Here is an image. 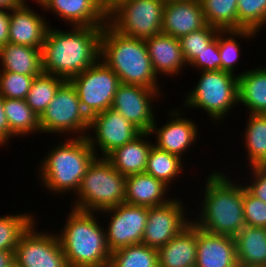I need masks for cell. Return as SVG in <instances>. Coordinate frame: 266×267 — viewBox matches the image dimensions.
Instances as JSON below:
<instances>
[{
    "instance_id": "obj_1",
    "label": "cell",
    "mask_w": 266,
    "mask_h": 267,
    "mask_svg": "<svg viewBox=\"0 0 266 267\" xmlns=\"http://www.w3.org/2000/svg\"><path fill=\"white\" fill-rule=\"evenodd\" d=\"M103 26H72L62 31L49 26L42 47L43 73L69 81L100 58Z\"/></svg>"
},
{
    "instance_id": "obj_2",
    "label": "cell",
    "mask_w": 266,
    "mask_h": 267,
    "mask_svg": "<svg viewBox=\"0 0 266 267\" xmlns=\"http://www.w3.org/2000/svg\"><path fill=\"white\" fill-rule=\"evenodd\" d=\"M223 171L206 176L200 213L192 222L211 234L235 237L246 225L243 212V184L231 181ZM235 183V184H234ZM200 216V217H197ZM199 218V219H198Z\"/></svg>"
},
{
    "instance_id": "obj_3",
    "label": "cell",
    "mask_w": 266,
    "mask_h": 267,
    "mask_svg": "<svg viewBox=\"0 0 266 267\" xmlns=\"http://www.w3.org/2000/svg\"><path fill=\"white\" fill-rule=\"evenodd\" d=\"M68 214L57 234L68 267H109L111 251L95 212L71 208Z\"/></svg>"
},
{
    "instance_id": "obj_4",
    "label": "cell",
    "mask_w": 266,
    "mask_h": 267,
    "mask_svg": "<svg viewBox=\"0 0 266 267\" xmlns=\"http://www.w3.org/2000/svg\"><path fill=\"white\" fill-rule=\"evenodd\" d=\"M100 59L114 71L122 84L160 88L145 40L122 35L108 23L102 28Z\"/></svg>"
},
{
    "instance_id": "obj_5",
    "label": "cell",
    "mask_w": 266,
    "mask_h": 267,
    "mask_svg": "<svg viewBox=\"0 0 266 267\" xmlns=\"http://www.w3.org/2000/svg\"><path fill=\"white\" fill-rule=\"evenodd\" d=\"M96 157L87 137L71 136V139L54 145L40 162L41 185L55 195L69 192L75 195L87 168Z\"/></svg>"
},
{
    "instance_id": "obj_6",
    "label": "cell",
    "mask_w": 266,
    "mask_h": 267,
    "mask_svg": "<svg viewBox=\"0 0 266 267\" xmlns=\"http://www.w3.org/2000/svg\"><path fill=\"white\" fill-rule=\"evenodd\" d=\"M126 177L105 157H96L87 168L70 208L101 213L124 203Z\"/></svg>"
},
{
    "instance_id": "obj_7",
    "label": "cell",
    "mask_w": 266,
    "mask_h": 267,
    "mask_svg": "<svg viewBox=\"0 0 266 267\" xmlns=\"http://www.w3.org/2000/svg\"><path fill=\"white\" fill-rule=\"evenodd\" d=\"M184 99L190 109H202L218 124L239 104L238 75L226 71H202L199 81ZM216 121V122H214Z\"/></svg>"
},
{
    "instance_id": "obj_8",
    "label": "cell",
    "mask_w": 266,
    "mask_h": 267,
    "mask_svg": "<svg viewBox=\"0 0 266 267\" xmlns=\"http://www.w3.org/2000/svg\"><path fill=\"white\" fill-rule=\"evenodd\" d=\"M90 118L81 107L75 87L65 81L57 90L46 110L39 117L41 133L86 137ZM88 132V133H87ZM51 133V134H50Z\"/></svg>"
},
{
    "instance_id": "obj_9",
    "label": "cell",
    "mask_w": 266,
    "mask_h": 267,
    "mask_svg": "<svg viewBox=\"0 0 266 267\" xmlns=\"http://www.w3.org/2000/svg\"><path fill=\"white\" fill-rule=\"evenodd\" d=\"M162 0H124L107 15V23L122 35L148 39L162 33Z\"/></svg>"
},
{
    "instance_id": "obj_10",
    "label": "cell",
    "mask_w": 266,
    "mask_h": 267,
    "mask_svg": "<svg viewBox=\"0 0 266 267\" xmlns=\"http://www.w3.org/2000/svg\"><path fill=\"white\" fill-rule=\"evenodd\" d=\"M69 81L75 87L81 107L89 118L111 108L121 84L119 77L100 58Z\"/></svg>"
},
{
    "instance_id": "obj_11",
    "label": "cell",
    "mask_w": 266,
    "mask_h": 267,
    "mask_svg": "<svg viewBox=\"0 0 266 267\" xmlns=\"http://www.w3.org/2000/svg\"><path fill=\"white\" fill-rule=\"evenodd\" d=\"M36 220L21 235L14 251L17 267H68L57 232L37 231Z\"/></svg>"
},
{
    "instance_id": "obj_12",
    "label": "cell",
    "mask_w": 266,
    "mask_h": 267,
    "mask_svg": "<svg viewBox=\"0 0 266 267\" xmlns=\"http://www.w3.org/2000/svg\"><path fill=\"white\" fill-rule=\"evenodd\" d=\"M148 208L124 202L102 211L107 215L110 214L105 234L111 253L123 247L142 244Z\"/></svg>"
},
{
    "instance_id": "obj_13",
    "label": "cell",
    "mask_w": 266,
    "mask_h": 267,
    "mask_svg": "<svg viewBox=\"0 0 266 267\" xmlns=\"http://www.w3.org/2000/svg\"><path fill=\"white\" fill-rule=\"evenodd\" d=\"M89 131L86 137L97 157H99L98 148L102 153L100 157H106L114 149L131 142L142 133L112 108L92 116Z\"/></svg>"
},
{
    "instance_id": "obj_14",
    "label": "cell",
    "mask_w": 266,
    "mask_h": 267,
    "mask_svg": "<svg viewBox=\"0 0 266 267\" xmlns=\"http://www.w3.org/2000/svg\"><path fill=\"white\" fill-rule=\"evenodd\" d=\"M161 95L163 96L160 89L121 83L117 88L111 108L119 112L141 132H149L156 120L153 102Z\"/></svg>"
},
{
    "instance_id": "obj_15",
    "label": "cell",
    "mask_w": 266,
    "mask_h": 267,
    "mask_svg": "<svg viewBox=\"0 0 266 267\" xmlns=\"http://www.w3.org/2000/svg\"><path fill=\"white\" fill-rule=\"evenodd\" d=\"M184 207L178 198H171L164 205L149 207L142 244L159 249L186 228L194 218L186 216Z\"/></svg>"
},
{
    "instance_id": "obj_16",
    "label": "cell",
    "mask_w": 266,
    "mask_h": 267,
    "mask_svg": "<svg viewBox=\"0 0 266 267\" xmlns=\"http://www.w3.org/2000/svg\"><path fill=\"white\" fill-rule=\"evenodd\" d=\"M178 109L170 110L169 121L163 124L162 127L160 126V128L155 120L149 133L150 135L154 133L156 135V141L153 143L156 148L167 151L182 159L186 151L197 141L199 130L196 123L190 118H185V116L183 118Z\"/></svg>"
},
{
    "instance_id": "obj_17",
    "label": "cell",
    "mask_w": 266,
    "mask_h": 267,
    "mask_svg": "<svg viewBox=\"0 0 266 267\" xmlns=\"http://www.w3.org/2000/svg\"><path fill=\"white\" fill-rule=\"evenodd\" d=\"M27 4H19L10 10L8 42L42 50L49 28L47 19L35 13Z\"/></svg>"
},
{
    "instance_id": "obj_18",
    "label": "cell",
    "mask_w": 266,
    "mask_h": 267,
    "mask_svg": "<svg viewBox=\"0 0 266 267\" xmlns=\"http://www.w3.org/2000/svg\"><path fill=\"white\" fill-rule=\"evenodd\" d=\"M206 25L200 0H177L165 3L162 33L179 39Z\"/></svg>"
},
{
    "instance_id": "obj_19",
    "label": "cell",
    "mask_w": 266,
    "mask_h": 267,
    "mask_svg": "<svg viewBox=\"0 0 266 267\" xmlns=\"http://www.w3.org/2000/svg\"><path fill=\"white\" fill-rule=\"evenodd\" d=\"M234 237L211 234L197 227L195 267H237Z\"/></svg>"
},
{
    "instance_id": "obj_20",
    "label": "cell",
    "mask_w": 266,
    "mask_h": 267,
    "mask_svg": "<svg viewBox=\"0 0 266 267\" xmlns=\"http://www.w3.org/2000/svg\"><path fill=\"white\" fill-rule=\"evenodd\" d=\"M145 43L157 76H178L183 67L187 66L178 38L160 33L145 39Z\"/></svg>"
},
{
    "instance_id": "obj_21",
    "label": "cell",
    "mask_w": 266,
    "mask_h": 267,
    "mask_svg": "<svg viewBox=\"0 0 266 267\" xmlns=\"http://www.w3.org/2000/svg\"><path fill=\"white\" fill-rule=\"evenodd\" d=\"M41 8L60 16L69 26H104L107 23V15L95 0H46Z\"/></svg>"
},
{
    "instance_id": "obj_22",
    "label": "cell",
    "mask_w": 266,
    "mask_h": 267,
    "mask_svg": "<svg viewBox=\"0 0 266 267\" xmlns=\"http://www.w3.org/2000/svg\"><path fill=\"white\" fill-rule=\"evenodd\" d=\"M196 257L197 226L193 222L158 249L159 267H195Z\"/></svg>"
},
{
    "instance_id": "obj_23",
    "label": "cell",
    "mask_w": 266,
    "mask_h": 267,
    "mask_svg": "<svg viewBox=\"0 0 266 267\" xmlns=\"http://www.w3.org/2000/svg\"><path fill=\"white\" fill-rule=\"evenodd\" d=\"M150 136L149 132H142L131 142L114 149L105 158L125 177L145 173L148 155L153 146L148 138Z\"/></svg>"
},
{
    "instance_id": "obj_24",
    "label": "cell",
    "mask_w": 266,
    "mask_h": 267,
    "mask_svg": "<svg viewBox=\"0 0 266 267\" xmlns=\"http://www.w3.org/2000/svg\"><path fill=\"white\" fill-rule=\"evenodd\" d=\"M169 190L162 181L146 173L130 175L126 177L124 202L145 207L164 205L171 200L166 195Z\"/></svg>"
},
{
    "instance_id": "obj_25",
    "label": "cell",
    "mask_w": 266,
    "mask_h": 267,
    "mask_svg": "<svg viewBox=\"0 0 266 267\" xmlns=\"http://www.w3.org/2000/svg\"><path fill=\"white\" fill-rule=\"evenodd\" d=\"M1 72H14L39 76L42 69V50L24 45L7 43L0 47Z\"/></svg>"
},
{
    "instance_id": "obj_26",
    "label": "cell",
    "mask_w": 266,
    "mask_h": 267,
    "mask_svg": "<svg viewBox=\"0 0 266 267\" xmlns=\"http://www.w3.org/2000/svg\"><path fill=\"white\" fill-rule=\"evenodd\" d=\"M234 239L238 266L266 267V228L245 225Z\"/></svg>"
},
{
    "instance_id": "obj_27",
    "label": "cell",
    "mask_w": 266,
    "mask_h": 267,
    "mask_svg": "<svg viewBox=\"0 0 266 267\" xmlns=\"http://www.w3.org/2000/svg\"><path fill=\"white\" fill-rule=\"evenodd\" d=\"M239 106L249 114H266V67H257L238 74Z\"/></svg>"
},
{
    "instance_id": "obj_28",
    "label": "cell",
    "mask_w": 266,
    "mask_h": 267,
    "mask_svg": "<svg viewBox=\"0 0 266 267\" xmlns=\"http://www.w3.org/2000/svg\"><path fill=\"white\" fill-rule=\"evenodd\" d=\"M4 110L10 131L17 137L41 133L39 117L27 105L25 99L4 98Z\"/></svg>"
},
{
    "instance_id": "obj_29",
    "label": "cell",
    "mask_w": 266,
    "mask_h": 267,
    "mask_svg": "<svg viewBox=\"0 0 266 267\" xmlns=\"http://www.w3.org/2000/svg\"><path fill=\"white\" fill-rule=\"evenodd\" d=\"M244 132V147L250 166L266 165V114H249Z\"/></svg>"
},
{
    "instance_id": "obj_30",
    "label": "cell",
    "mask_w": 266,
    "mask_h": 267,
    "mask_svg": "<svg viewBox=\"0 0 266 267\" xmlns=\"http://www.w3.org/2000/svg\"><path fill=\"white\" fill-rule=\"evenodd\" d=\"M183 159L152 146L146 163L145 173L162 181L169 188L183 171Z\"/></svg>"
},
{
    "instance_id": "obj_31",
    "label": "cell",
    "mask_w": 266,
    "mask_h": 267,
    "mask_svg": "<svg viewBox=\"0 0 266 267\" xmlns=\"http://www.w3.org/2000/svg\"><path fill=\"white\" fill-rule=\"evenodd\" d=\"M258 32L251 29L219 30L218 50L221 57V70L236 74L235 68L238 64L240 53V43L236 39H253ZM254 36V37H253Z\"/></svg>"
},
{
    "instance_id": "obj_32",
    "label": "cell",
    "mask_w": 266,
    "mask_h": 267,
    "mask_svg": "<svg viewBox=\"0 0 266 267\" xmlns=\"http://www.w3.org/2000/svg\"><path fill=\"white\" fill-rule=\"evenodd\" d=\"M206 23L219 30H237V0H200Z\"/></svg>"
},
{
    "instance_id": "obj_33",
    "label": "cell",
    "mask_w": 266,
    "mask_h": 267,
    "mask_svg": "<svg viewBox=\"0 0 266 267\" xmlns=\"http://www.w3.org/2000/svg\"><path fill=\"white\" fill-rule=\"evenodd\" d=\"M109 267H159L158 249L144 244L120 248L111 253Z\"/></svg>"
},
{
    "instance_id": "obj_34",
    "label": "cell",
    "mask_w": 266,
    "mask_h": 267,
    "mask_svg": "<svg viewBox=\"0 0 266 267\" xmlns=\"http://www.w3.org/2000/svg\"><path fill=\"white\" fill-rule=\"evenodd\" d=\"M65 81L47 73H42L34 78L25 100L38 117L46 110L52 98L55 97L58 88Z\"/></svg>"
},
{
    "instance_id": "obj_35",
    "label": "cell",
    "mask_w": 266,
    "mask_h": 267,
    "mask_svg": "<svg viewBox=\"0 0 266 267\" xmlns=\"http://www.w3.org/2000/svg\"><path fill=\"white\" fill-rule=\"evenodd\" d=\"M35 219L29 212L0 216V250L15 251L21 235Z\"/></svg>"
},
{
    "instance_id": "obj_36",
    "label": "cell",
    "mask_w": 266,
    "mask_h": 267,
    "mask_svg": "<svg viewBox=\"0 0 266 267\" xmlns=\"http://www.w3.org/2000/svg\"><path fill=\"white\" fill-rule=\"evenodd\" d=\"M238 29L259 33L266 25V0H237Z\"/></svg>"
},
{
    "instance_id": "obj_37",
    "label": "cell",
    "mask_w": 266,
    "mask_h": 267,
    "mask_svg": "<svg viewBox=\"0 0 266 267\" xmlns=\"http://www.w3.org/2000/svg\"><path fill=\"white\" fill-rule=\"evenodd\" d=\"M218 31L219 29L207 24L205 27L179 38L182 55L187 66L216 38Z\"/></svg>"
},
{
    "instance_id": "obj_38",
    "label": "cell",
    "mask_w": 266,
    "mask_h": 267,
    "mask_svg": "<svg viewBox=\"0 0 266 267\" xmlns=\"http://www.w3.org/2000/svg\"><path fill=\"white\" fill-rule=\"evenodd\" d=\"M35 77L14 72H0V96L10 99H26Z\"/></svg>"
},
{
    "instance_id": "obj_39",
    "label": "cell",
    "mask_w": 266,
    "mask_h": 267,
    "mask_svg": "<svg viewBox=\"0 0 266 267\" xmlns=\"http://www.w3.org/2000/svg\"><path fill=\"white\" fill-rule=\"evenodd\" d=\"M243 212L245 224L266 228V203L252 195L243 183Z\"/></svg>"
},
{
    "instance_id": "obj_40",
    "label": "cell",
    "mask_w": 266,
    "mask_h": 267,
    "mask_svg": "<svg viewBox=\"0 0 266 267\" xmlns=\"http://www.w3.org/2000/svg\"><path fill=\"white\" fill-rule=\"evenodd\" d=\"M192 68H198L199 71H219L221 70V57L218 50V33L216 38L199 53L188 65Z\"/></svg>"
},
{
    "instance_id": "obj_41",
    "label": "cell",
    "mask_w": 266,
    "mask_h": 267,
    "mask_svg": "<svg viewBox=\"0 0 266 267\" xmlns=\"http://www.w3.org/2000/svg\"><path fill=\"white\" fill-rule=\"evenodd\" d=\"M251 180L245 188L256 198L266 203V165L249 166Z\"/></svg>"
},
{
    "instance_id": "obj_42",
    "label": "cell",
    "mask_w": 266,
    "mask_h": 267,
    "mask_svg": "<svg viewBox=\"0 0 266 267\" xmlns=\"http://www.w3.org/2000/svg\"><path fill=\"white\" fill-rule=\"evenodd\" d=\"M15 135L10 131L7 117L4 110V98L0 96V144L7 146L11 138Z\"/></svg>"
},
{
    "instance_id": "obj_43",
    "label": "cell",
    "mask_w": 266,
    "mask_h": 267,
    "mask_svg": "<svg viewBox=\"0 0 266 267\" xmlns=\"http://www.w3.org/2000/svg\"><path fill=\"white\" fill-rule=\"evenodd\" d=\"M10 10L0 9V47L8 43Z\"/></svg>"
},
{
    "instance_id": "obj_44",
    "label": "cell",
    "mask_w": 266,
    "mask_h": 267,
    "mask_svg": "<svg viewBox=\"0 0 266 267\" xmlns=\"http://www.w3.org/2000/svg\"><path fill=\"white\" fill-rule=\"evenodd\" d=\"M99 7L108 15L124 0H95Z\"/></svg>"
},
{
    "instance_id": "obj_45",
    "label": "cell",
    "mask_w": 266,
    "mask_h": 267,
    "mask_svg": "<svg viewBox=\"0 0 266 267\" xmlns=\"http://www.w3.org/2000/svg\"><path fill=\"white\" fill-rule=\"evenodd\" d=\"M14 263V251L0 250V267H10Z\"/></svg>"
},
{
    "instance_id": "obj_46",
    "label": "cell",
    "mask_w": 266,
    "mask_h": 267,
    "mask_svg": "<svg viewBox=\"0 0 266 267\" xmlns=\"http://www.w3.org/2000/svg\"><path fill=\"white\" fill-rule=\"evenodd\" d=\"M20 4L19 0H0V9L11 10Z\"/></svg>"
},
{
    "instance_id": "obj_47",
    "label": "cell",
    "mask_w": 266,
    "mask_h": 267,
    "mask_svg": "<svg viewBox=\"0 0 266 267\" xmlns=\"http://www.w3.org/2000/svg\"><path fill=\"white\" fill-rule=\"evenodd\" d=\"M20 1V4H28L26 3L27 1L26 0H19ZM38 6L40 5V7L43 5V3L46 1V0H34Z\"/></svg>"
},
{
    "instance_id": "obj_48",
    "label": "cell",
    "mask_w": 266,
    "mask_h": 267,
    "mask_svg": "<svg viewBox=\"0 0 266 267\" xmlns=\"http://www.w3.org/2000/svg\"><path fill=\"white\" fill-rule=\"evenodd\" d=\"M163 2L177 1V0H162Z\"/></svg>"
},
{
    "instance_id": "obj_49",
    "label": "cell",
    "mask_w": 266,
    "mask_h": 267,
    "mask_svg": "<svg viewBox=\"0 0 266 267\" xmlns=\"http://www.w3.org/2000/svg\"><path fill=\"white\" fill-rule=\"evenodd\" d=\"M10 267H17V266L15 265V263H13Z\"/></svg>"
}]
</instances>
